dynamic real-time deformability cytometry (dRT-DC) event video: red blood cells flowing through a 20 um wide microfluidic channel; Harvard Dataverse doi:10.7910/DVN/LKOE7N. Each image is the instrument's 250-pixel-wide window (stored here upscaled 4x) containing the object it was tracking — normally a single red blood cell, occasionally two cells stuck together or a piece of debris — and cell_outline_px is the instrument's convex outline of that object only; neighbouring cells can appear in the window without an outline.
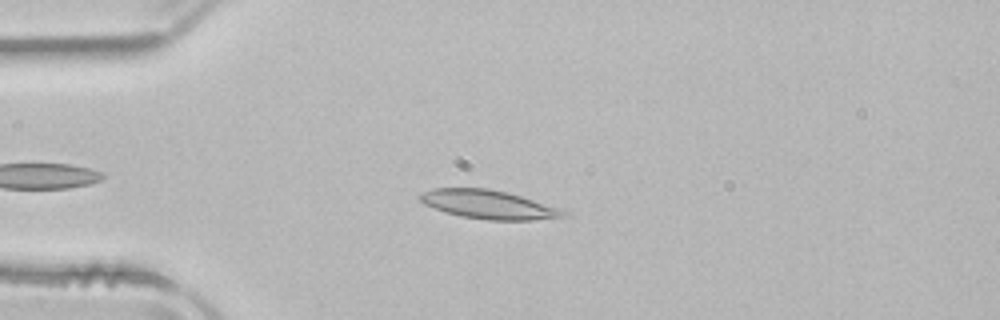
{"species": "common noctule bat (a hibernating species)", "species_latin": "Nyctalus noctula", "temperature_condition": "room temperature", "stored_images_in_passage": 47, "camera_frame_rate_fps": 3000, "um_per_image_px": 0.085, "animal": {"sex": "male", "body_mass_g": 21.5, "forearm_length_mm": 52.0}, "frame": {"image": 1, "passage_image": 8, "time_ms": 2.333, "image_size_px": [1000, 320], "cell_outline_px": [[568, 212], [564, 216], [532, 220], [488, 220], [460, 216], [424, 204], [420, 200], [420, 192], [432, 188], [488, 188], [508, 192], [564, 208]], "centroid_in_image_um": [41.57, 17.37], "position_along_channel_um": 43.4, "area_um2": 24.1}}
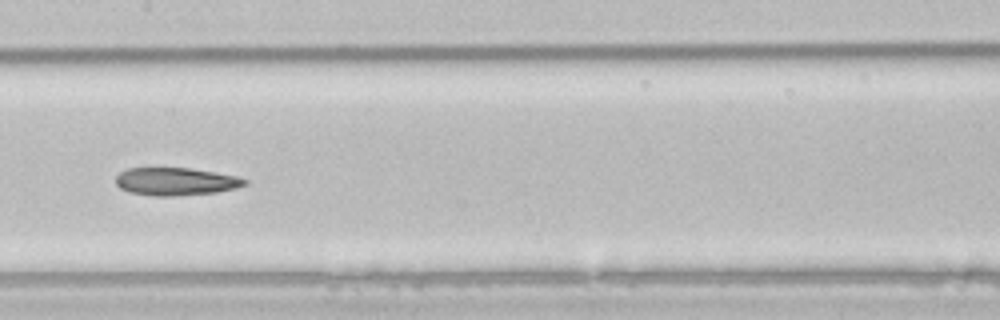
{"frame": {"image": 2, "passage_image": 21, "time_ms": 6.667, "image_size_px": [1000, 320], "cell_outline_px": [[248, 184], [236, 188], [216, 192], [176, 196], [156, 196], [128, 192], [120, 188], [116, 184], [116, 176], [120, 172], [128, 168], [192, 168], [236, 176], [248, 180]], "centroid_in_image_um": [14.94, 15.43], "position_along_channel_um": 192.5, "area_um2": 20.92}}
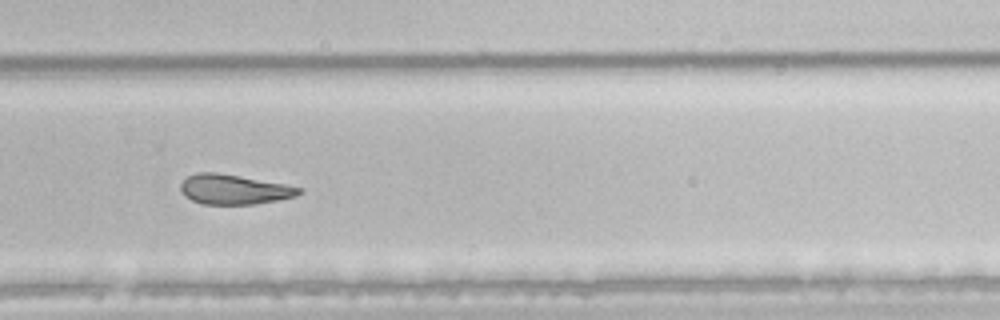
{"frame": {"image": 3, "passage_image": 30, "time_ms": 9.667, "image_size_px": [1000, 320], "cell_outline_px": [[304, 192], [296, 196], [256, 204], [204, 204], [192, 200], [184, 196], [180, 188], [180, 184], [188, 176], [200, 172], [216, 172], [284, 184], [300, 188]], "centroid_in_image_um": [19.87, 16.1], "position_along_channel_um": 309.9, "area_um2": 20.35}, "authors_computed_cell_mechanics": {"area_um2": 22.7154, "velocity_mm_per_s": 3.9353, "shape_relaxation_time_tau1_ms": 8.0965, "shape_relaxation_time_tau2_ms": 4.3269, "deformation_change_tau1": 0.2061, "deformation_change_tau2": 0.1243}}